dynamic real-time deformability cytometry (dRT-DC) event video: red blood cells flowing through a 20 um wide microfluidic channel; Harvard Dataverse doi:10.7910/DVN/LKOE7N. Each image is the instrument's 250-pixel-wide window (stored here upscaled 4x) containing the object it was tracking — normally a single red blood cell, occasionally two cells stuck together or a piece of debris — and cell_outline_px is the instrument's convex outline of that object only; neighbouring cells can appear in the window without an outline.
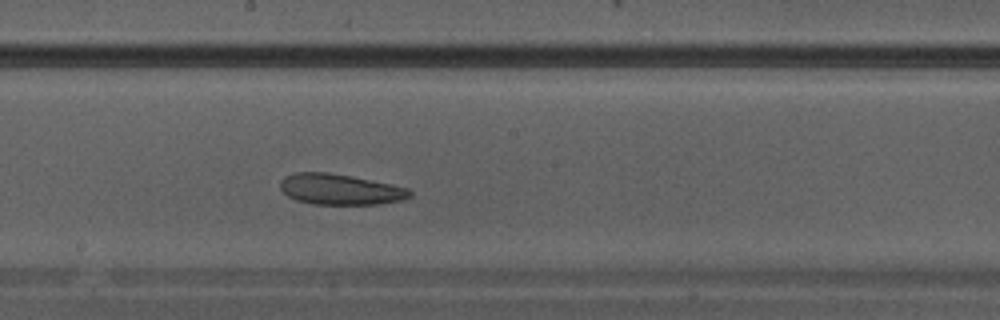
{"species": "Egyptian fruit bat (a non-hibernating species)", "species_latin": "Rousettus aegyptiacus", "temperature_condition": "warm", "stored_images_in_passage": 11, "camera_frame_rate_fps": 3000, "um_per_image_px": 0.085, "animal": {"sex": "male"}, "frame": {"image": 1, "passage_image": 11, "time_ms": 3.333, "image_size_px": [1000, 320], "cell_outline_px": [[412, 196], [400, 200], [380, 204], [312, 204], [296, 200], [288, 196], [280, 188], [280, 180], [284, 176], [296, 172], [328, 172], [352, 176], [408, 188], [412, 192]], "centroid_in_image_um": [28.88, 16.09], "position_along_channel_um": 219.3, "area_um2": 23.18}}